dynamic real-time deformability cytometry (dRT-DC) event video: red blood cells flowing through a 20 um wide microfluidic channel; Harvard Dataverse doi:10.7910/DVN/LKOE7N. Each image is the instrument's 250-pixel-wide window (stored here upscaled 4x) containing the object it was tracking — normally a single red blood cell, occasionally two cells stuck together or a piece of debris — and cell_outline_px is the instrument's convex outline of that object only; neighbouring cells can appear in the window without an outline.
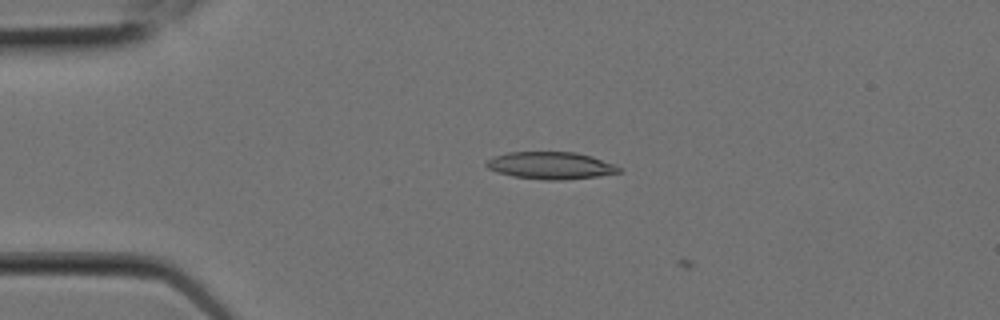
{"species": "Egyptian fruit bat (a non-hibernating species)", "species_latin": "Rousettus aegyptiacus", "temperature_condition": "room temperature", "stored_images_in_passage": 4, "camera_frame_rate_fps": 3000, "um_per_image_px": 0.085, "animal": {"sex": "female"}, "frame": {"image": 1, "passage_image": 3, "time_ms": 0.667, "image_size_px": [1000, 320], "cell_outline_px": [[624, 172], [596, 176], [564, 180], [548, 180], [512, 176], [496, 172], [488, 168], [484, 164], [492, 156], [508, 152], [576, 152], [592, 156], [624, 168]], "centroid_in_image_um": [46.83, 14.06], "position_along_channel_um": 38.2, "area_um2": 21.21}}